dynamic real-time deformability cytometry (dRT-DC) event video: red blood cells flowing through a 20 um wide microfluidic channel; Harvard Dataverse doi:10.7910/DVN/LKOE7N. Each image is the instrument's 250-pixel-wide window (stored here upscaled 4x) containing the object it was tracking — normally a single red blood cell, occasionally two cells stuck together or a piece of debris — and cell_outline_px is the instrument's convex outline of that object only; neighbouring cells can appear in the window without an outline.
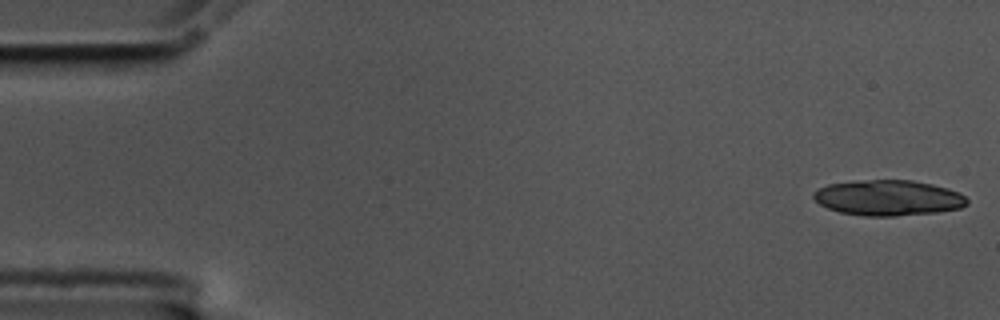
{"species": "common noctule bat (a hibernating species)", "species_latin": "Nyctalus noctula", "temperature_condition": "cold", "stored_images_in_passage": 51, "segment_of_instrument_passage": [1, 2], "camera_frame_rate_fps": 3000, "um_per_image_px": 0.085, "animal": {"sex": "male", "body_mass_g": 17.5, "forearm_length_mm": 52.3}, "frame": {"image": 1, "passage_image": 1, "time_ms": 0.0, "image_size_px": [1000, 320], "cell_outline_px": [[968, 204], [960, 208], [936, 212], [896, 216], [864, 216], [840, 212], [828, 208], [820, 204], [812, 196], [812, 192], [828, 184], [868, 180], [912, 180], [932, 184], [948, 188], [964, 196], [968, 200]], "centroid_in_image_um": [75.5, 16.82], "position_along_channel_um": 9.5, "area_um2": 31.62}}